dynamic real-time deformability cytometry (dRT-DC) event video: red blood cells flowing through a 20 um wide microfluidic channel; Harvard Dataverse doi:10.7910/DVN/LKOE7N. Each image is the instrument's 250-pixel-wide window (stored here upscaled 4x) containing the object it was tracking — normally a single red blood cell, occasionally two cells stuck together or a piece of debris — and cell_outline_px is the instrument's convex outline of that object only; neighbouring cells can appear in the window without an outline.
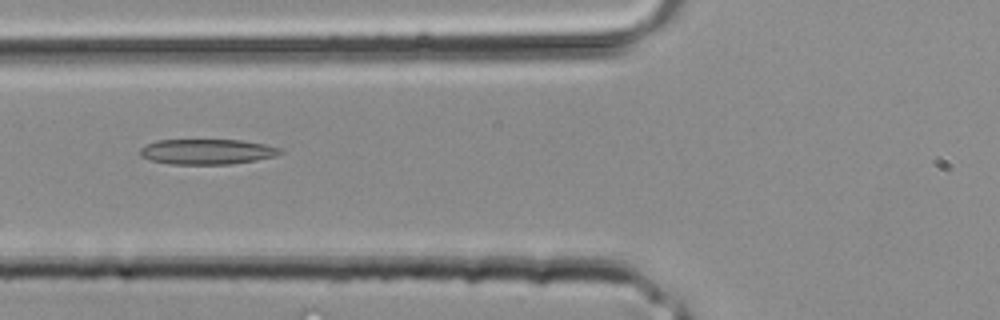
{"species": "common noctule bat (a hibernating species)", "species_latin": "Nyctalus noctula", "temperature_condition": "room temperature", "stored_images_in_passage": 5, "camera_frame_rate_fps": 3000, "um_per_image_px": 0.085, "animal": {"sex": "male", "body_mass_g": 20.4}, "frame": {"image": 1, "passage_image": 5, "time_ms": 1.333, "image_size_px": [1000, 320], "cell_outline_px": [[284, 152], [276, 156], [256, 160], [228, 164], [172, 164], [152, 160], [140, 156], [140, 148], [144, 144], [156, 140], [240, 140], [264, 144], [284, 148]], "centroid_in_image_um": [17.62, 12.88], "position_along_channel_um": 108.2, "area_um2": 20.75}}